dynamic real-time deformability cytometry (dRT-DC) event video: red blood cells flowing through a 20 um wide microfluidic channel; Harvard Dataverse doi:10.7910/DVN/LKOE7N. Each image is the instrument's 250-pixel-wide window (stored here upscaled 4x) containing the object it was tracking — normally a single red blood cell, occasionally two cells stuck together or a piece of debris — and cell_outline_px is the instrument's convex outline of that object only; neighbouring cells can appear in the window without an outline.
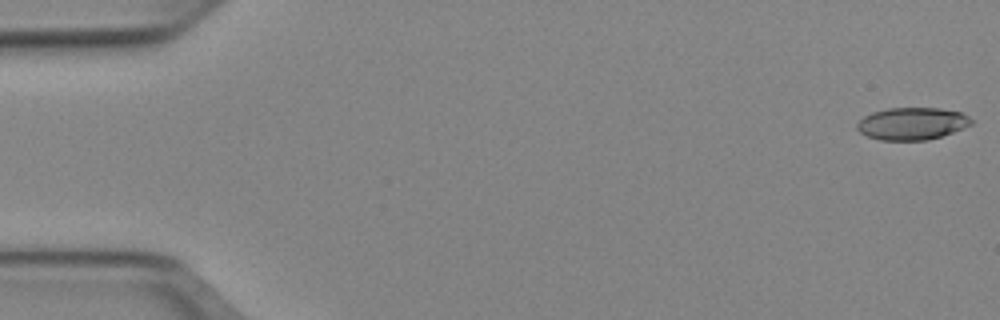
{"species": "Egyptian fruit bat (a non-hibernating species)", "species_latin": "Rousettus aegyptiacus", "temperature_condition": "cold", "stored_images_in_passage": 10, "camera_frame_rate_fps": 3000, "um_per_image_px": 0.085, "animal": {"sex": "female"}, "frame": {"image": 1, "passage_image": 1, "time_ms": 0.0, "image_size_px": [1000, 320], "cell_outline_px": [[972, 124], [964, 128], [928, 140], [880, 140], [868, 136], [860, 132], [856, 128], [856, 124], [864, 116], [872, 112], [888, 108], [940, 108], [960, 112], [968, 116], [972, 120]], "centroid_in_image_um": [77.51, 10.5], "position_along_channel_um": 7.5, "area_um2": 21.44}}